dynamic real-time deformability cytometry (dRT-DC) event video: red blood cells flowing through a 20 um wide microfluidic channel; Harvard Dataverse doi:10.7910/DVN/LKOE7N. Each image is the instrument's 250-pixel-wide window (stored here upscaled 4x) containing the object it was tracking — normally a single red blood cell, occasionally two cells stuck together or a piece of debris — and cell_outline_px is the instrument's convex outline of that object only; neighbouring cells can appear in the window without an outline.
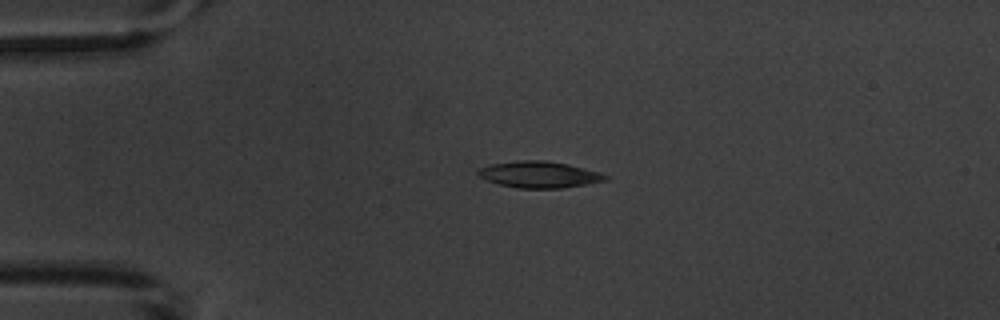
{"species": "common noctule bat (a hibernating species)", "species_latin": "Nyctalus noctula", "temperature_condition": "warm", "stored_images_in_passage": 2, "camera_frame_rate_fps": 3000, "um_per_image_px": 0.085, "animal": {"sex": "male", "body_mass_g": 20.1, "forearm_length_mm": 53.5}, "frame": {"image": 1, "passage_image": 1, "time_ms": 0.0, "image_size_px": [1000, 320], "cell_outline_px": [[608, 180], [560, 188], [516, 188], [500, 184], [488, 180], [480, 176], [476, 172], [480, 168], [492, 164], [520, 160], [544, 160], [568, 164], [600, 172], [608, 176]], "centroid_in_image_um": [45.85, 14.83], "position_along_channel_um": 39.2, "area_um2": 19.36}}